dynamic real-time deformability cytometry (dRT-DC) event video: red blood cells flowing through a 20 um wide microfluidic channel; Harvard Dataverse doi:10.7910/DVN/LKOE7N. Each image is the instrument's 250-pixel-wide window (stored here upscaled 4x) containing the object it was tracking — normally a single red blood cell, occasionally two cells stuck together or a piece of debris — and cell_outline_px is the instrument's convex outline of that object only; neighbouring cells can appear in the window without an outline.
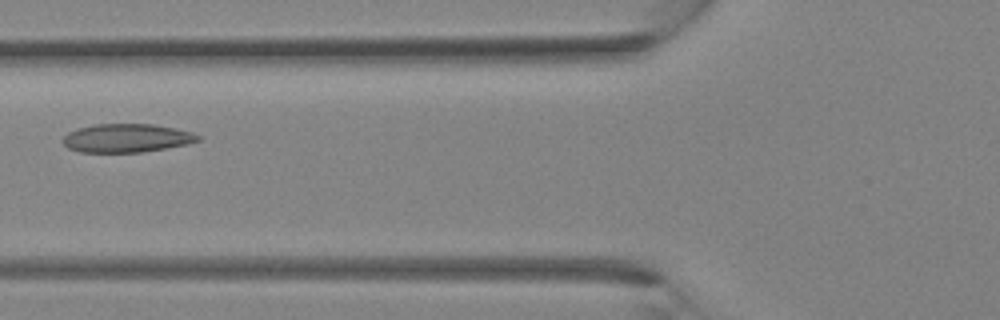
{"species": "Egyptian fruit bat (a non-hibernating species)", "species_latin": "Rousettus aegyptiacus", "temperature_condition": "room temperature", "stored_images_in_passage": 34, "camera_frame_rate_fps": 3000, "um_per_image_px": 0.085, "animal": {"sex": "female"}, "frame": {"image": 1, "passage_image": 13, "time_ms": 4.0, "image_size_px": [1000, 320], "cell_outline_px": [[200, 140], [188, 144], [140, 152], [80, 152], [68, 148], [60, 140], [68, 132], [76, 128], [96, 124], [152, 124], [192, 132], [200, 136]], "centroid_in_image_um": [10.72, 11.73], "position_along_channel_um": 115.1, "area_um2": 22.37}}
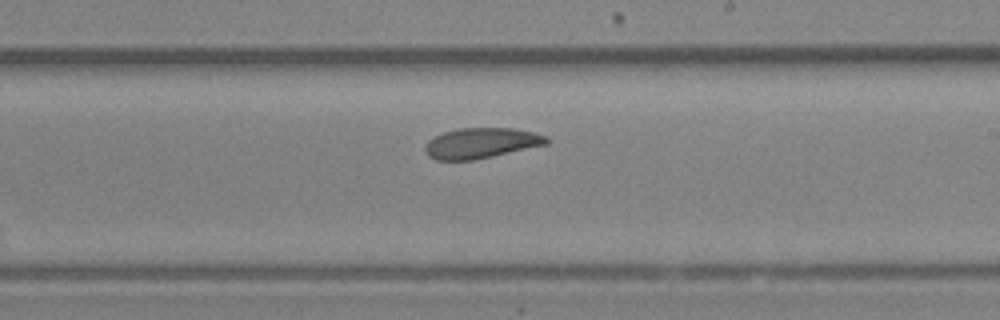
{"frame": {"image": 2, "passage_image": 20, "time_ms": 6.333, "image_size_px": [1000, 320], "cell_outline_px": [[548, 144], [492, 156], [472, 160], [436, 160], [428, 156], [424, 148], [428, 140], [444, 132], [460, 128], [512, 128], [532, 132], [548, 136]], "centroid_in_image_um": [40.89, 12.16], "position_along_channel_um": 248.1, "area_um2": 21.39}}
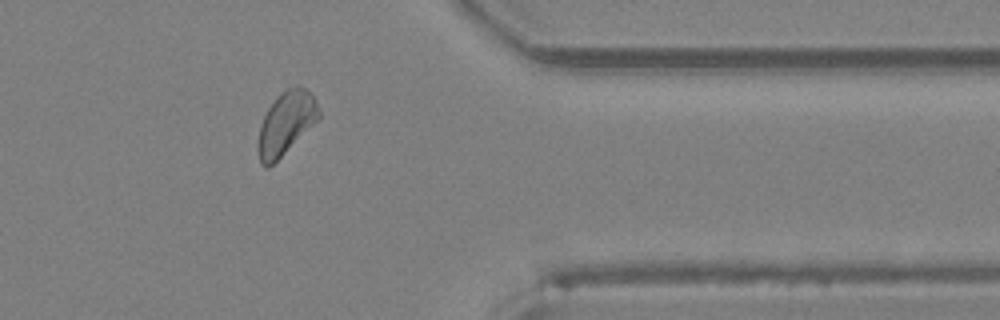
{"frame": {"image": 3, "passage_image": 28, "time_ms": 9.0, "image_size_px": [1000, 320], "cell_outline_px": [[320, 116], [268, 168], [264, 168], [260, 164], [256, 148], [256, 144], [260, 124], [268, 108], [276, 96], [280, 92], [296, 84], [300, 84], [308, 88], [316, 100], [320, 112]], "centroid_in_image_um": [24.26, 10.42], "position_along_channel_um": 387.1, "area_um2": 22.25}}